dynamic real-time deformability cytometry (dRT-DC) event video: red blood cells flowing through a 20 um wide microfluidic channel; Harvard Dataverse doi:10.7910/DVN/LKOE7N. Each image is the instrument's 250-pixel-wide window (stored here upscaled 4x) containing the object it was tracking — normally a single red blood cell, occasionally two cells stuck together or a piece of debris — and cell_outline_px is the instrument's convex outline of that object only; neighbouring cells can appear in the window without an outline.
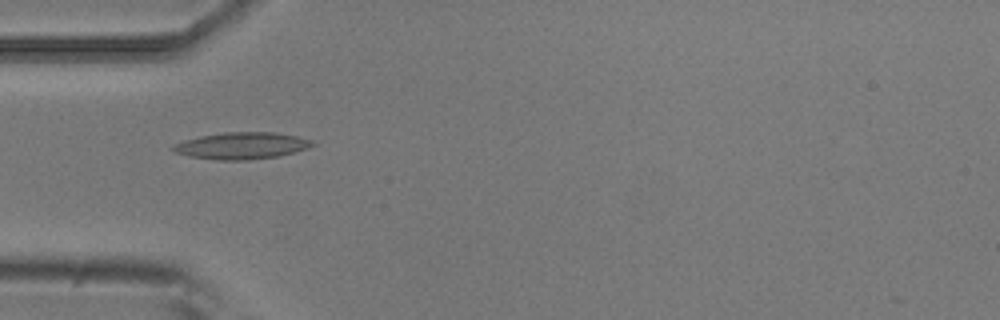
{"species": "common noctule bat (a hibernating species)", "species_latin": "Nyctalus noctula", "temperature_condition": "room temperature", "stored_images_in_passage": 6, "camera_frame_rate_fps": 3000, "um_per_image_px": 0.085, "animal": {"sex": "male", "body_mass_g": 20.5, "forearm_length_mm": 52.5}, "frame": {"image": 1, "passage_image": 4, "time_ms": 1.0, "image_size_px": [1000, 320], "cell_outline_px": [[316, 144], [308, 148], [280, 156], [248, 160], [216, 160], [188, 156], [176, 152], [172, 148], [176, 144], [184, 140], [200, 136], [224, 132], [276, 132], [296, 136], [312, 140]], "centroid_in_image_um": [20.58, 12.38], "position_along_channel_um": 64.4, "area_um2": 21.73}}
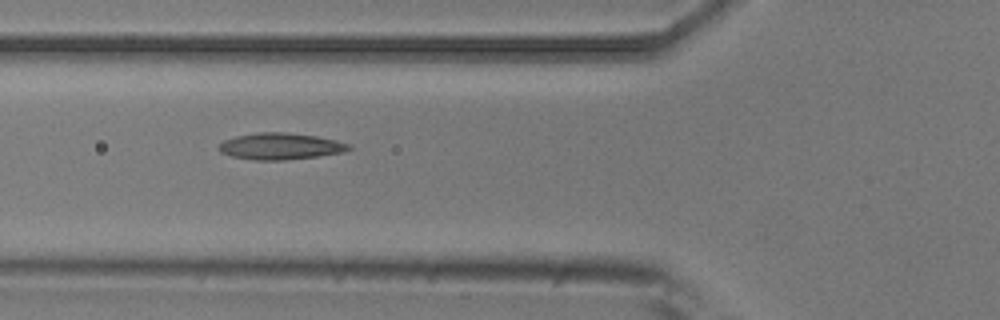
{"frame": {"image": 2, "passage_image": 5, "time_ms": 1.333, "image_size_px": [1000, 320], "cell_outline_px": [[352, 148], [340, 152], [316, 156], [284, 160], [256, 160], [232, 156], [220, 152], [216, 148], [224, 140], [236, 136], [260, 132], [284, 132], [316, 136], [336, 140], [352, 144]], "centroid_in_image_um": [23.81, 12.42], "position_along_channel_um": 102.0, "area_um2": 19.94}}
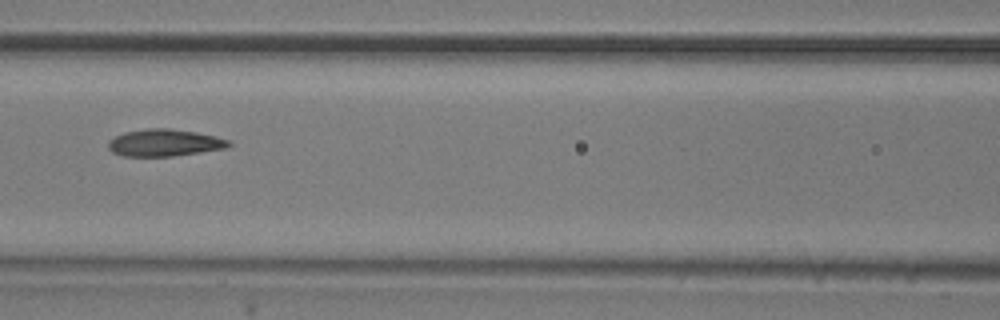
{"frame": {"image": 3, "passage_image": 6, "time_ms": 1.667, "image_size_px": [1000, 320], "cell_outline_px": [[232, 144], [228, 148], [172, 156], [124, 156], [112, 152], [108, 148], [108, 140], [124, 132], [148, 128], [168, 128], [196, 132], [216, 136], [228, 140]], "centroid_in_image_um": [13.98, 12.13], "position_along_channel_um": 152.6, "area_um2": 19.02}}